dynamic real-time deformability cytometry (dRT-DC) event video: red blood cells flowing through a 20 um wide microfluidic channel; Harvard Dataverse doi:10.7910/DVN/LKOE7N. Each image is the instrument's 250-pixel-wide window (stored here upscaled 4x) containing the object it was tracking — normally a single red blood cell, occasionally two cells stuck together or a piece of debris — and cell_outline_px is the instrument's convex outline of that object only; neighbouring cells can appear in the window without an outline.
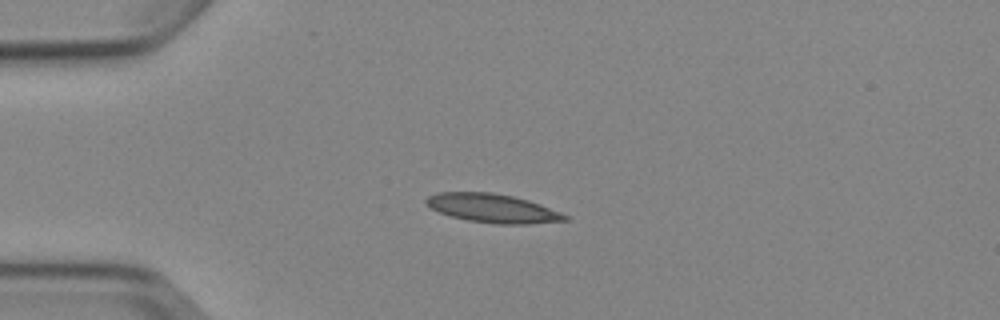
{"species": "Egyptian fruit bat (a non-hibernating species)", "species_latin": "Rousettus aegyptiacus", "temperature_condition": "cold", "stored_images_in_passage": 6, "camera_frame_rate_fps": 3000, "um_per_image_px": 0.085, "animal": {"sex": "female"}, "frame": {"image": 1, "passage_image": 3, "time_ms": 2.333, "image_size_px": [1000, 320], "cell_outline_px": [[568, 220], [528, 224], [496, 224], [468, 220], [452, 216], [440, 212], [432, 208], [424, 200], [428, 196], [436, 192], [492, 192], [512, 196], [528, 200], [540, 204], [560, 212], [568, 216]], "centroid_in_image_um": [41.88, 17.7], "position_along_channel_um": 43.1, "area_um2": 23.06}}
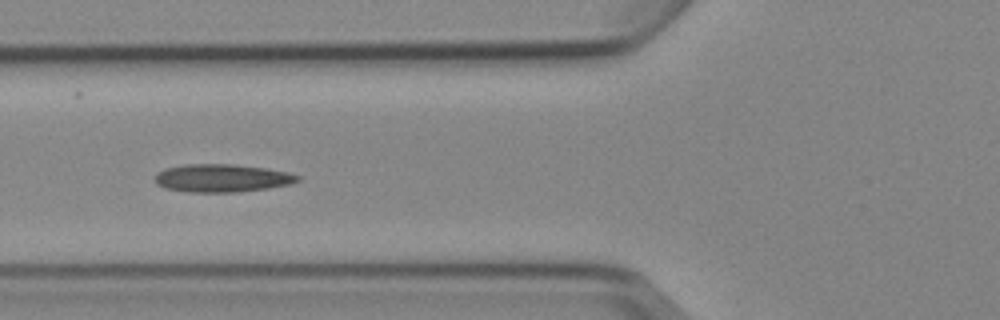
{"frame": {"image": 2, "passage_image": 5, "time_ms": 4.667, "image_size_px": [1000, 320], "cell_outline_px": [[300, 180], [288, 184], [268, 188], [236, 192], [184, 192], [164, 188], [156, 184], [156, 172], [164, 168], [184, 164], [232, 164], [264, 168], [288, 172], [300, 176]], "centroid_in_image_um": [18.81, 15.14], "position_along_channel_um": 107.0, "area_um2": 23.29}}
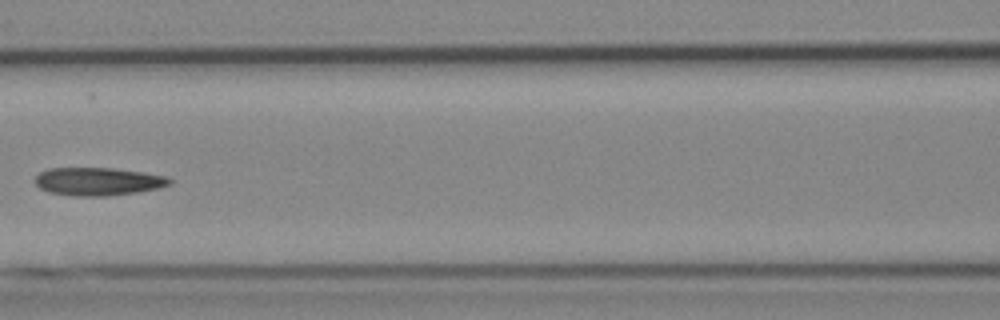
{"frame": {"image": 3, "passage_image": 6, "time_ms": 6.0, "image_size_px": [1000, 320], "cell_outline_px": [[172, 184], [156, 188], [136, 192], [108, 196], [72, 196], [48, 192], [40, 188], [32, 180], [40, 172], [48, 168], [112, 168], [144, 172], [168, 176], [172, 180]], "centroid_in_image_um": [8.31, 15.42], "position_along_channel_um": 158.3, "area_um2": 22.14}}